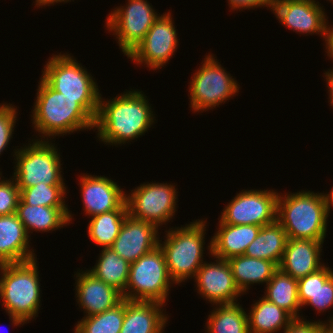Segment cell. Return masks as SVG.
I'll return each mask as SVG.
<instances>
[{
  "instance_id": "obj_1",
  "label": "cell",
  "mask_w": 333,
  "mask_h": 333,
  "mask_svg": "<svg viewBox=\"0 0 333 333\" xmlns=\"http://www.w3.org/2000/svg\"><path fill=\"white\" fill-rule=\"evenodd\" d=\"M100 96L94 128L105 144H124L143 135L154 122L153 111L141 91H128L104 102Z\"/></svg>"
},
{
  "instance_id": "obj_2",
  "label": "cell",
  "mask_w": 333,
  "mask_h": 333,
  "mask_svg": "<svg viewBox=\"0 0 333 333\" xmlns=\"http://www.w3.org/2000/svg\"><path fill=\"white\" fill-rule=\"evenodd\" d=\"M37 91L32 123L42 138L94 128L95 119L79 104V98L63 96L42 78Z\"/></svg>"
},
{
  "instance_id": "obj_3",
  "label": "cell",
  "mask_w": 333,
  "mask_h": 333,
  "mask_svg": "<svg viewBox=\"0 0 333 333\" xmlns=\"http://www.w3.org/2000/svg\"><path fill=\"white\" fill-rule=\"evenodd\" d=\"M328 215L324 193L299 191L278 195L277 221L290 239L324 241Z\"/></svg>"
},
{
  "instance_id": "obj_4",
  "label": "cell",
  "mask_w": 333,
  "mask_h": 333,
  "mask_svg": "<svg viewBox=\"0 0 333 333\" xmlns=\"http://www.w3.org/2000/svg\"><path fill=\"white\" fill-rule=\"evenodd\" d=\"M36 259L0 265V298L15 326L38 315L40 280ZM34 316V317H33Z\"/></svg>"
},
{
  "instance_id": "obj_5",
  "label": "cell",
  "mask_w": 333,
  "mask_h": 333,
  "mask_svg": "<svg viewBox=\"0 0 333 333\" xmlns=\"http://www.w3.org/2000/svg\"><path fill=\"white\" fill-rule=\"evenodd\" d=\"M206 221L196 220L181 228H170L166 239L159 246L162 249L171 279L177 283L189 277L194 278L203 265V243ZM173 229V230H171Z\"/></svg>"
},
{
  "instance_id": "obj_6",
  "label": "cell",
  "mask_w": 333,
  "mask_h": 333,
  "mask_svg": "<svg viewBox=\"0 0 333 333\" xmlns=\"http://www.w3.org/2000/svg\"><path fill=\"white\" fill-rule=\"evenodd\" d=\"M42 79L55 91L68 98H79V104L95 119L100 96L92 75L83 69L70 54L50 57Z\"/></svg>"
},
{
  "instance_id": "obj_7",
  "label": "cell",
  "mask_w": 333,
  "mask_h": 333,
  "mask_svg": "<svg viewBox=\"0 0 333 333\" xmlns=\"http://www.w3.org/2000/svg\"><path fill=\"white\" fill-rule=\"evenodd\" d=\"M171 283L175 282L169 275L164 253L160 246H157L130 263L129 279L122 296L126 300L164 304Z\"/></svg>"
},
{
  "instance_id": "obj_8",
  "label": "cell",
  "mask_w": 333,
  "mask_h": 333,
  "mask_svg": "<svg viewBox=\"0 0 333 333\" xmlns=\"http://www.w3.org/2000/svg\"><path fill=\"white\" fill-rule=\"evenodd\" d=\"M14 155L17 164L13 178L19 188L32 187L41 182L65 185L60 171V153L49 141H34L33 144L15 150Z\"/></svg>"
},
{
  "instance_id": "obj_9",
  "label": "cell",
  "mask_w": 333,
  "mask_h": 333,
  "mask_svg": "<svg viewBox=\"0 0 333 333\" xmlns=\"http://www.w3.org/2000/svg\"><path fill=\"white\" fill-rule=\"evenodd\" d=\"M216 60L213 55H207L191 79L190 105L194 112L218 107L239 92L236 80Z\"/></svg>"
},
{
  "instance_id": "obj_10",
  "label": "cell",
  "mask_w": 333,
  "mask_h": 333,
  "mask_svg": "<svg viewBox=\"0 0 333 333\" xmlns=\"http://www.w3.org/2000/svg\"><path fill=\"white\" fill-rule=\"evenodd\" d=\"M133 190L131 195H126L128 214L131 217L158 228L174 216L177 191L173 185L145 183Z\"/></svg>"
},
{
  "instance_id": "obj_11",
  "label": "cell",
  "mask_w": 333,
  "mask_h": 333,
  "mask_svg": "<svg viewBox=\"0 0 333 333\" xmlns=\"http://www.w3.org/2000/svg\"><path fill=\"white\" fill-rule=\"evenodd\" d=\"M126 7L115 8L106 25L117 35L119 47L128 56L143 40L159 15L147 0H128ZM122 7V8H121Z\"/></svg>"
},
{
  "instance_id": "obj_12",
  "label": "cell",
  "mask_w": 333,
  "mask_h": 333,
  "mask_svg": "<svg viewBox=\"0 0 333 333\" xmlns=\"http://www.w3.org/2000/svg\"><path fill=\"white\" fill-rule=\"evenodd\" d=\"M273 190H242L225 206L220 221L231 225L264 226L277 220V199Z\"/></svg>"
},
{
  "instance_id": "obj_13",
  "label": "cell",
  "mask_w": 333,
  "mask_h": 333,
  "mask_svg": "<svg viewBox=\"0 0 333 333\" xmlns=\"http://www.w3.org/2000/svg\"><path fill=\"white\" fill-rule=\"evenodd\" d=\"M173 24L170 12L159 16L127 58L137 64L145 63L152 70L162 68L177 49L178 38Z\"/></svg>"
},
{
  "instance_id": "obj_14",
  "label": "cell",
  "mask_w": 333,
  "mask_h": 333,
  "mask_svg": "<svg viewBox=\"0 0 333 333\" xmlns=\"http://www.w3.org/2000/svg\"><path fill=\"white\" fill-rule=\"evenodd\" d=\"M272 10L289 29L300 34L320 33L327 45L329 25L325 11L315 0H275Z\"/></svg>"
},
{
  "instance_id": "obj_15",
  "label": "cell",
  "mask_w": 333,
  "mask_h": 333,
  "mask_svg": "<svg viewBox=\"0 0 333 333\" xmlns=\"http://www.w3.org/2000/svg\"><path fill=\"white\" fill-rule=\"evenodd\" d=\"M197 290L203 298L216 305L237 303L242 292L237 287L227 260L216 258V263H203L194 276Z\"/></svg>"
},
{
  "instance_id": "obj_16",
  "label": "cell",
  "mask_w": 333,
  "mask_h": 333,
  "mask_svg": "<svg viewBox=\"0 0 333 333\" xmlns=\"http://www.w3.org/2000/svg\"><path fill=\"white\" fill-rule=\"evenodd\" d=\"M158 233V228L153 224L128 214L110 248L129 263H133L159 246Z\"/></svg>"
},
{
  "instance_id": "obj_17",
  "label": "cell",
  "mask_w": 333,
  "mask_h": 333,
  "mask_svg": "<svg viewBox=\"0 0 333 333\" xmlns=\"http://www.w3.org/2000/svg\"><path fill=\"white\" fill-rule=\"evenodd\" d=\"M79 184L86 215L94 216L117 210L126 202L127 194L105 176L81 175Z\"/></svg>"
},
{
  "instance_id": "obj_18",
  "label": "cell",
  "mask_w": 333,
  "mask_h": 333,
  "mask_svg": "<svg viewBox=\"0 0 333 333\" xmlns=\"http://www.w3.org/2000/svg\"><path fill=\"white\" fill-rule=\"evenodd\" d=\"M77 273L76 296L80 308L86 313L85 317L109 310L123 300L121 292L96 278L88 270Z\"/></svg>"
},
{
  "instance_id": "obj_19",
  "label": "cell",
  "mask_w": 333,
  "mask_h": 333,
  "mask_svg": "<svg viewBox=\"0 0 333 333\" xmlns=\"http://www.w3.org/2000/svg\"><path fill=\"white\" fill-rule=\"evenodd\" d=\"M323 242L288 238L278 268L297 280L318 271L324 266L320 262Z\"/></svg>"
},
{
  "instance_id": "obj_20",
  "label": "cell",
  "mask_w": 333,
  "mask_h": 333,
  "mask_svg": "<svg viewBox=\"0 0 333 333\" xmlns=\"http://www.w3.org/2000/svg\"><path fill=\"white\" fill-rule=\"evenodd\" d=\"M29 237L16 213L0 216V265L36 259Z\"/></svg>"
},
{
  "instance_id": "obj_21",
  "label": "cell",
  "mask_w": 333,
  "mask_h": 333,
  "mask_svg": "<svg viewBox=\"0 0 333 333\" xmlns=\"http://www.w3.org/2000/svg\"><path fill=\"white\" fill-rule=\"evenodd\" d=\"M218 231L210 241L209 252L214 258L228 260L244 255L246 248L253 242L262 226L231 225L219 220Z\"/></svg>"
},
{
  "instance_id": "obj_22",
  "label": "cell",
  "mask_w": 333,
  "mask_h": 333,
  "mask_svg": "<svg viewBox=\"0 0 333 333\" xmlns=\"http://www.w3.org/2000/svg\"><path fill=\"white\" fill-rule=\"evenodd\" d=\"M162 303L124 299V320L120 333H162L168 317Z\"/></svg>"
},
{
  "instance_id": "obj_23",
  "label": "cell",
  "mask_w": 333,
  "mask_h": 333,
  "mask_svg": "<svg viewBox=\"0 0 333 333\" xmlns=\"http://www.w3.org/2000/svg\"><path fill=\"white\" fill-rule=\"evenodd\" d=\"M298 299L302 307L311 305L319 313L333 307V270L324 265L298 279Z\"/></svg>"
},
{
  "instance_id": "obj_24",
  "label": "cell",
  "mask_w": 333,
  "mask_h": 333,
  "mask_svg": "<svg viewBox=\"0 0 333 333\" xmlns=\"http://www.w3.org/2000/svg\"><path fill=\"white\" fill-rule=\"evenodd\" d=\"M16 215L23 223L28 235L30 231H53L72 221L68 207L32 206L21 199L16 208ZM30 230V231H29Z\"/></svg>"
},
{
  "instance_id": "obj_25",
  "label": "cell",
  "mask_w": 333,
  "mask_h": 333,
  "mask_svg": "<svg viewBox=\"0 0 333 333\" xmlns=\"http://www.w3.org/2000/svg\"><path fill=\"white\" fill-rule=\"evenodd\" d=\"M288 236L283 226L276 220L264 225L259 230L255 240L246 248L244 255L264 259L280 264Z\"/></svg>"
},
{
  "instance_id": "obj_26",
  "label": "cell",
  "mask_w": 333,
  "mask_h": 333,
  "mask_svg": "<svg viewBox=\"0 0 333 333\" xmlns=\"http://www.w3.org/2000/svg\"><path fill=\"white\" fill-rule=\"evenodd\" d=\"M227 262L231 267L234 281L243 294L251 284H267L278 269V266L272 261L246 255L232 257Z\"/></svg>"
},
{
  "instance_id": "obj_27",
  "label": "cell",
  "mask_w": 333,
  "mask_h": 333,
  "mask_svg": "<svg viewBox=\"0 0 333 333\" xmlns=\"http://www.w3.org/2000/svg\"><path fill=\"white\" fill-rule=\"evenodd\" d=\"M249 333H275L286 329L295 319L284 309L262 297L248 313Z\"/></svg>"
},
{
  "instance_id": "obj_28",
  "label": "cell",
  "mask_w": 333,
  "mask_h": 333,
  "mask_svg": "<svg viewBox=\"0 0 333 333\" xmlns=\"http://www.w3.org/2000/svg\"><path fill=\"white\" fill-rule=\"evenodd\" d=\"M266 286L264 298L287 311L294 319H301L297 279L278 268Z\"/></svg>"
},
{
  "instance_id": "obj_29",
  "label": "cell",
  "mask_w": 333,
  "mask_h": 333,
  "mask_svg": "<svg viewBox=\"0 0 333 333\" xmlns=\"http://www.w3.org/2000/svg\"><path fill=\"white\" fill-rule=\"evenodd\" d=\"M93 269L88 270L96 278L113 286L122 294L129 279L130 263L111 248H103Z\"/></svg>"
},
{
  "instance_id": "obj_30",
  "label": "cell",
  "mask_w": 333,
  "mask_h": 333,
  "mask_svg": "<svg viewBox=\"0 0 333 333\" xmlns=\"http://www.w3.org/2000/svg\"><path fill=\"white\" fill-rule=\"evenodd\" d=\"M127 215L128 209L125 202L117 210L92 216L88 226V236L97 245L110 248L120 233Z\"/></svg>"
},
{
  "instance_id": "obj_31",
  "label": "cell",
  "mask_w": 333,
  "mask_h": 333,
  "mask_svg": "<svg viewBox=\"0 0 333 333\" xmlns=\"http://www.w3.org/2000/svg\"><path fill=\"white\" fill-rule=\"evenodd\" d=\"M217 306L208 317L207 333H249L248 316L239 303Z\"/></svg>"
},
{
  "instance_id": "obj_32",
  "label": "cell",
  "mask_w": 333,
  "mask_h": 333,
  "mask_svg": "<svg viewBox=\"0 0 333 333\" xmlns=\"http://www.w3.org/2000/svg\"><path fill=\"white\" fill-rule=\"evenodd\" d=\"M124 320V299L102 313L83 317L74 333H120Z\"/></svg>"
},
{
  "instance_id": "obj_33",
  "label": "cell",
  "mask_w": 333,
  "mask_h": 333,
  "mask_svg": "<svg viewBox=\"0 0 333 333\" xmlns=\"http://www.w3.org/2000/svg\"><path fill=\"white\" fill-rule=\"evenodd\" d=\"M20 189V199L32 206L67 207L63 199L65 185H47L43 182L28 188ZM64 200V201H63Z\"/></svg>"
},
{
  "instance_id": "obj_34",
  "label": "cell",
  "mask_w": 333,
  "mask_h": 333,
  "mask_svg": "<svg viewBox=\"0 0 333 333\" xmlns=\"http://www.w3.org/2000/svg\"><path fill=\"white\" fill-rule=\"evenodd\" d=\"M20 200V189L16 180H2L0 177V216L16 213Z\"/></svg>"
},
{
  "instance_id": "obj_35",
  "label": "cell",
  "mask_w": 333,
  "mask_h": 333,
  "mask_svg": "<svg viewBox=\"0 0 333 333\" xmlns=\"http://www.w3.org/2000/svg\"><path fill=\"white\" fill-rule=\"evenodd\" d=\"M12 104H2L0 105V154L5 150L9 141L12 138L14 131V126L16 123V114L15 106Z\"/></svg>"
},
{
  "instance_id": "obj_36",
  "label": "cell",
  "mask_w": 333,
  "mask_h": 333,
  "mask_svg": "<svg viewBox=\"0 0 333 333\" xmlns=\"http://www.w3.org/2000/svg\"><path fill=\"white\" fill-rule=\"evenodd\" d=\"M295 319L284 333H319L327 324L321 321L309 322L307 320Z\"/></svg>"
},
{
  "instance_id": "obj_37",
  "label": "cell",
  "mask_w": 333,
  "mask_h": 333,
  "mask_svg": "<svg viewBox=\"0 0 333 333\" xmlns=\"http://www.w3.org/2000/svg\"><path fill=\"white\" fill-rule=\"evenodd\" d=\"M275 0H229L230 7L234 10L236 9H249L255 7H270L272 9Z\"/></svg>"
},
{
  "instance_id": "obj_38",
  "label": "cell",
  "mask_w": 333,
  "mask_h": 333,
  "mask_svg": "<svg viewBox=\"0 0 333 333\" xmlns=\"http://www.w3.org/2000/svg\"><path fill=\"white\" fill-rule=\"evenodd\" d=\"M324 74H325L327 86L329 89L328 91H329V95H330V103H331V106H333V69L328 70V72H326Z\"/></svg>"
},
{
  "instance_id": "obj_39",
  "label": "cell",
  "mask_w": 333,
  "mask_h": 333,
  "mask_svg": "<svg viewBox=\"0 0 333 333\" xmlns=\"http://www.w3.org/2000/svg\"><path fill=\"white\" fill-rule=\"evenodd\" d=\"M329 27V33H328V42L326 46L327 49V55L333 59V27L330 29Z\"/></svg>"
},
{
  "instance_id": "obj_40",
  "label": "cell",
  "mask_w": 333,
  "mask_h": 333,
  "mask_svg": "<svg viewBox=\"0 0 333 333\" xmlns=\"http://www.w3.org/2000/svg\"><path fill=\"white\" fill-rule=\"evenodd\" d=\"M36 1V5L38 6H45L47 4H53V3H59V2H68L71 0H35Z\"/></svg>"
},
{
  "instance_id": "obj_41",
  "label": "cell",
  "mask_w": 333,
  "mask_h": 333,
  "mask_svg": "<svg viewBox=\"0 0 333 333\" xmlns=\"http://www.w3.org/2000/svg\"><path fill=\"white\" fill-rule=\"evenodd\" d=\"M326 196V200H327V204H328V209H329V213H330V208L331 206H333V187L330 191L329 194H325Z\"/></svg>"
},
{
  "instance_id": "obj_42",
  "label": "cell",
  "mask_w": 333,
  "mask_h": 333,
  "mask_svg": "<svg viewBox=\"0 0 333 333\" xmlns=\"http://www.w3.org/2000/svg\"><path fill=\"white\" fill-rule=\"evenodd\" d=\"M319 333H333V324H327Z\"/></svg>"
},
{
  "instance_id": "obj_43",
  "label": "cell",
  "mask_w": 333,
  "mask_h": 333,
  "mask_svg": "<svg viewBox=\"0 0 333 333\" xmlns=\"http://www.w3.org/2000/svg\"><path fill=\"white\" fill-rule=\"evenodd\" d=\"M329 322H325L326 324H333V317H331V319L330 320H328Z\"/></svg>"
}]
</instances>
